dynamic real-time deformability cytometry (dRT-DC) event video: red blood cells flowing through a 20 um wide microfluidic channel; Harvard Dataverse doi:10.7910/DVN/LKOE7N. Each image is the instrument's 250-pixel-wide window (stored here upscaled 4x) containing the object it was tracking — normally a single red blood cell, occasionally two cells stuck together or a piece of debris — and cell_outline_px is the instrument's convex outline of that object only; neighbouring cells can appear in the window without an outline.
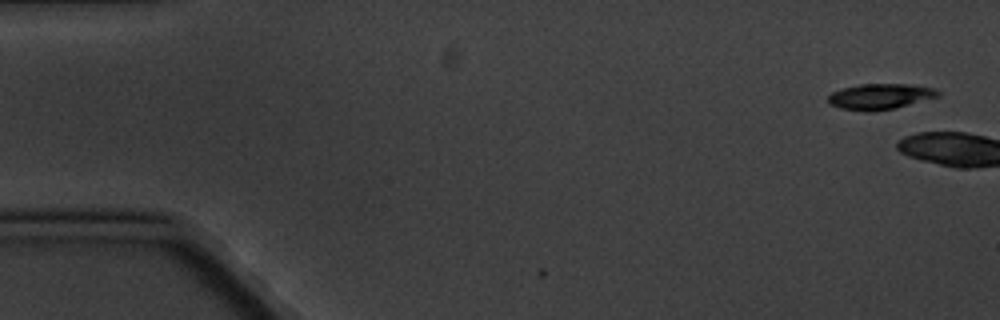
{"species": "common noctule bat (a hibernating species)", "species_latin": "Nyctalus noctula", "temperature_condition": "cold", "stored_images_in_passage": 11, "camera_frame_rate_fps": 3000, "um_per_image_px": 0.085, "animal": {"sex": "male", "body_mass_g": 20.1, "forearm_length_mm": 53.5}, "frame": {"image": 1, "passage_image": 1, "time_ms": 0.0, "image_size_px": [1000, 320], "cell_outline_px": [[940, 96], [896, 108], [840, 108], [828, 104], [828, 96], [832, 92], [844, 88], [860, 84], [908, 84], [932, 88], [940, 92]], "centroid_in_image_um": [74.85, 8.15], "position_along_channel_um": 10.2, "area_um2": 15.61}}